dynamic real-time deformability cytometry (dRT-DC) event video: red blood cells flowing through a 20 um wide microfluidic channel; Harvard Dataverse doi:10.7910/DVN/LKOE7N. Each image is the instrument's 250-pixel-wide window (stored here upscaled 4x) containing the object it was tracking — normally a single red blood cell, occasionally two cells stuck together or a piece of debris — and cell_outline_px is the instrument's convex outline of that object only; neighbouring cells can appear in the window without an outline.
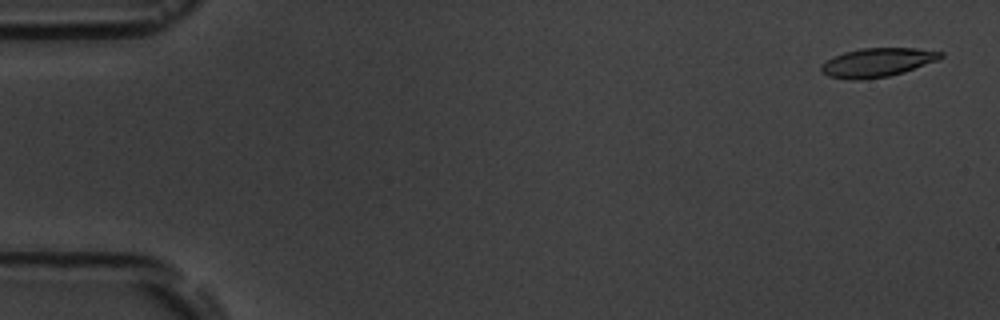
{"species": "common noctule bat (a hibernating species)", "species_latin": "Nyctalus noctula", "temperature_condition": "room temperature", "stored_images_in_passage": 5, "camera_frame_rate_fps": 3000, "um_per_image_px": 0.085, "animal": {"sex": "male", "body_mass_g": 19.5, "forearm_length_mm": 54.6}, "frame": {"image": 1, "passage_image": 1, "time_ms": 0.0, "image_size_px": [1000, 320], "cell_outline_px": [[944, 56], [940, 60], [904, 72], [888, 76], [860, 80], [852, 80], [828, 76], [820, 72], [820, 68], [828, 60], [844, 52], [860, 48], [916, 48], [944, 52]], "centroid_in_image_um": [74.62, 5.31], "position_along_channel_um": 10.4, "area_um2": 20.11}}